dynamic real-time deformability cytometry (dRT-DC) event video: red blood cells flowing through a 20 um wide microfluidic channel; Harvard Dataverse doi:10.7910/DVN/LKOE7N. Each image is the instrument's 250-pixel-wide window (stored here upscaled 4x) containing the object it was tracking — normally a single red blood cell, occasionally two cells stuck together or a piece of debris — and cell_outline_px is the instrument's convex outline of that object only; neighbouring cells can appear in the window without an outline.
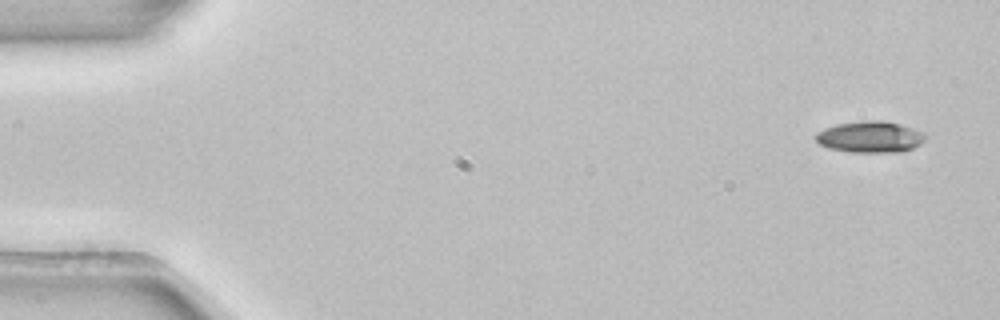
{"species": "common noctule bat (a hibernating species)", "species_latin": "Nyctalus noctula", "temperature_condition": "room temperature", "stored_images_in_passage": 3, "camera_frame_rate_fps": 3000, "um_per_image_px": 0.085, "animal": {"sex": "female", "body_mass_g": 22.7, "forearm_length_mm": 54.2}, "frame": {"image": 1, "passage_image": 1, "time_ms": 0.0, "image_size_px": [1000, 320], "cell_outline_px": [[928, 136], [920, 144], [904, 152], [848, 152], [828, 148], [820, 144], [816, 140], [816, 132], [824, 128], [836, 124], [864, 120], [884, 120], [900, 124], [924, 132]], "centroid_in_image_um": [73.97, 11.63], "position_along_channel_um": 11.0, "area_um2": 20.29}}